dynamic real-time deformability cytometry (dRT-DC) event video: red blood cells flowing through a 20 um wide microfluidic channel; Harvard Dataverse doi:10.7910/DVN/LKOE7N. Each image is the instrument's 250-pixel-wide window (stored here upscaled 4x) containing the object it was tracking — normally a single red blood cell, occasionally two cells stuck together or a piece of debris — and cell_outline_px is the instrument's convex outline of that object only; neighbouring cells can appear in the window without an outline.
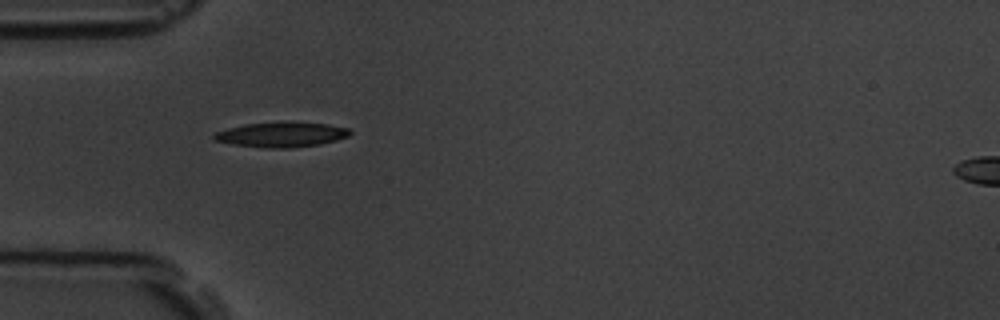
{"species": "common noctule bat (a hibernating species)", "species_latin": "Nyctalus noctula", "temperature_condition": "room temperature", "stored_images_in_passage": 4, "camera_frame_rate_fps": 3000, "um_per_image_px": 0.085, "animal": {"sex": "male", "body_mass_g": 19.5, "forearm_length_mm": 54.6}, "frame": {"image": 1, "passage_image": 1, "time_ms": 0.0, "image_size_px": [1000, 320], "cell_outline_px": [[352, 132], [348, 136], [336, 140], [320, 144], [292, 148], [264, 148], [232, 144], [212, 140], [212, 136], [216, 132], [228, 128], [244, 124], [328, 124], [348, 128]], "centroid_in_image_um": [23.88, 11.48], "position_along_channel_um": 61.1, "area_um2": 19.07}}
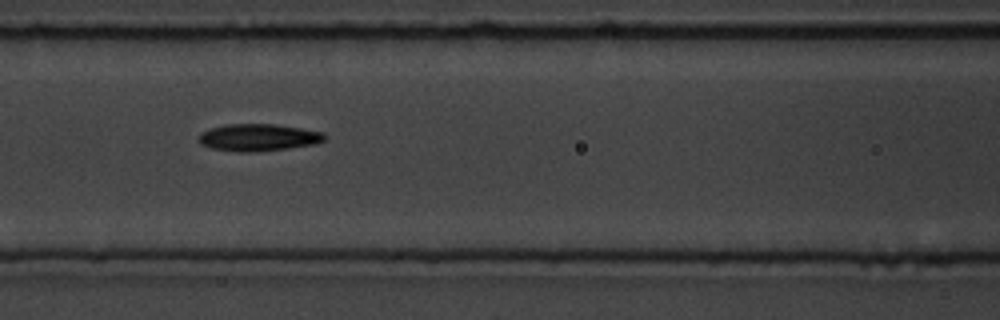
{"frame": {"image": 2, "passage_image": 3, "time_ms": 2.333, "image_size_px": [1000, 320], "cell_outline_px": [[328, 136], [324, 140], [316, 144], [288, 148], [252, 152], [240, 152], [212, 148], [200, 144], [200, 132], [224, 124], [276, 124], [324, 132]], "centroid_in_image_um": [21.99, 11.68], "position_along_channel_um": 144.6, "area_um2": 19.88}}
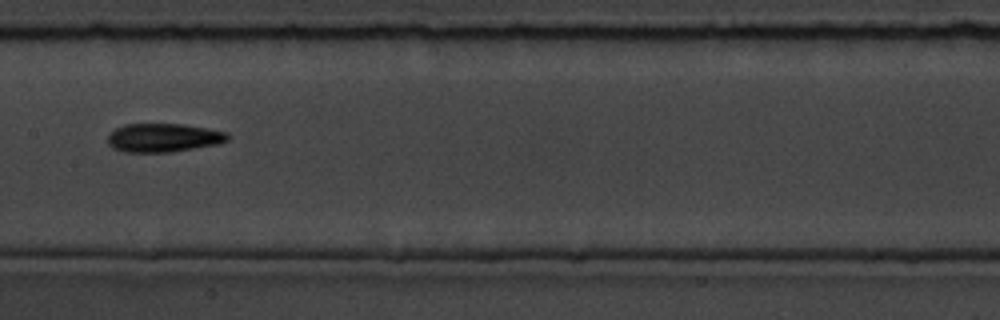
{"frame": {"image": 3, "passage_image": 4, "time_ms": 3.667, "image_size_px": [1000, 320], "cell_outline_px": [[228, 140], [216, 144], [168, 152], [124, 152], [112, 148], [108, 144], [108, 136], [116, 128], [124, 124], [184, 124], [208, 128], [228, 132]], "centroid_in_image_um": [13.87, 11.7], "position_along_channel_um": 193.5, "area_um2": 19.88}}